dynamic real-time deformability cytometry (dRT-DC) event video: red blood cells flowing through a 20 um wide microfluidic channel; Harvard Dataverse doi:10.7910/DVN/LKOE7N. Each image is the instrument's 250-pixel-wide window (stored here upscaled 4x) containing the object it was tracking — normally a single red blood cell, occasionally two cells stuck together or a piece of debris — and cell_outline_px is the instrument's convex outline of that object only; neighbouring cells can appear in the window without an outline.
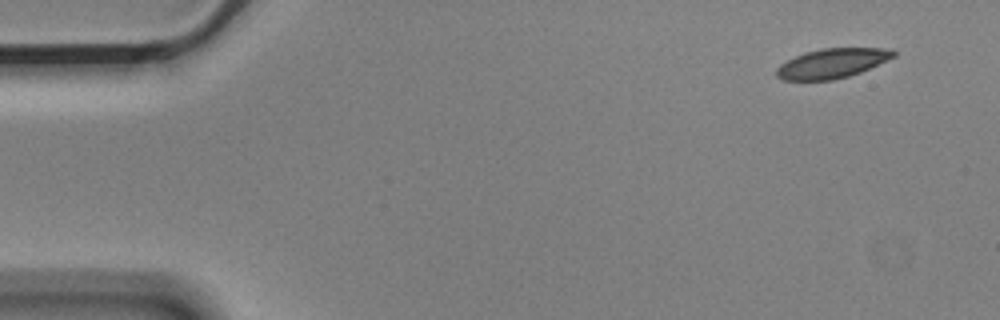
{"species": "Egyptian fruit bat (a non-hibernating species)", "species_latin": "Rousettus aegyptiacus", "temperature_condition": "cold", "stored_images_in_passage": 6, "camera_frame_rate_fps": 3000, "um_per_image_px": 0.085, "animal": {"sex": "male"}, "frame": {"image": 1, "passage_image": 1, "time_ms": 0.0, "image_size_px": [1000, 320], "cell_outline_px": [[896, 56], [860, 72], [848, 76], [832, 80], [784, 80], [776, 76], [776, 68], [780, 64], [804, 52], [820, 48], [892, 48], [896, 52]], "centroid_in_image_um": [70.73, 5.37], "position_along_channel_um": 14.3, "area_um2": 20.17}}
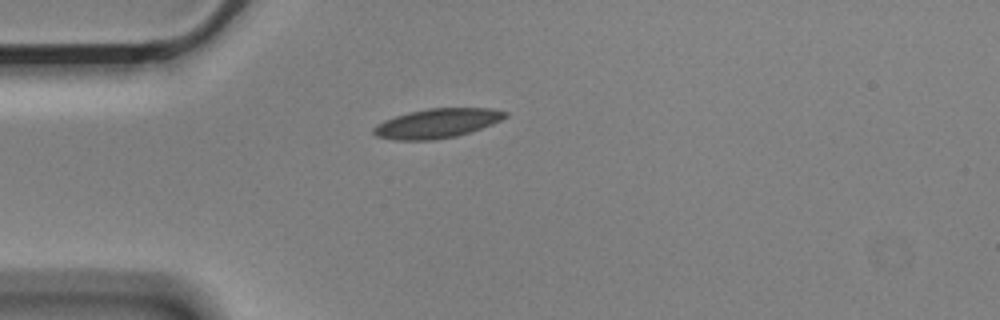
{"frame": {"image": 2, "passage_image": 4, "time_ms": 1.0, "image_size_px": [1000, 320], "cell_outline_px": [[508, 116], [492, 124], [456, 136], [432, 140], [396, 140], [376, 136], [372, 132], [372, 128], [376, 124], [384, 120], [408, 112], [428, 108], [496, 108], [508, 112]], "centroid_in_image_um": [37.14, 10.47], "position_along_channel_um": 47.9, "area_um2": 22.54}}
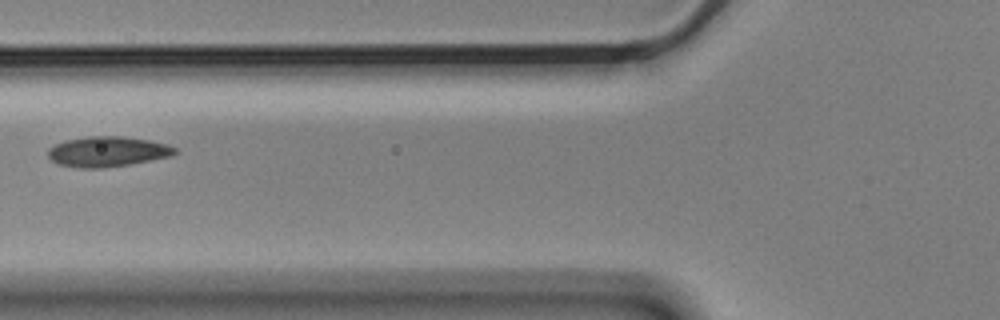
{"frame": {"image": 3, "passage_image": 6, "time_ms": 1.667, "image_size_px": [1000, 320], "cell_outline_px": [[180, 152], [172, 156], [128, 164], [100, 168], [80, 168], [56, 164], [48, 156], [48, 148], [64, 140], [88, 136], [124, 136], [148, 140], [168, 144], [176, 148]], "centroid_in_image_um": [9.14, 12.88], "position_along_channel_um": 116.7, "area_um2": 22.48}}